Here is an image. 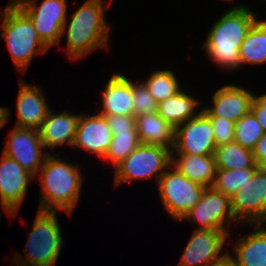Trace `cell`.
I'll use <instances>...</instances> for the list:
<instances>
[{
  "instance_id": "obj_32",
  "label": "cell",
  "mask_w": 266,
  "mask_h": 266,
  "mask_svg": "<svg viewBox=\"0 0 266 266\" xmlns=\"http://www.w3.org/2000/svg\"><path fill=\"white\" fill-rule=\"evenodd\" d=\"M105 116L112 134L128 130H136V120L134 116L103 115Z\"/></svg>"
},
{
  "instance_id": "obj_17",
  "label": "cell",
  "mask_w": 266,
  "mask_h": 266,
  "mask_svg": "<svg viewBox=\"0 0 266 266\" xmlns=\"http://www.w3.org/2000/svg\"><path fill=\"white\" fill-rule=\"evenodd\" d=\"M19 87L15 127L39 129L50 109L43 89L22 80Z\"/></svg>"
},
{
  "instance_id": "obj_5",
  "label": "cell",
  "mask_w": 266,
  "mask_h": 266,
  "mask_svg": "<svg viewBox=\"0 0 266 266\" xmlns=\"http://www.w3.org/2000/svg\"><path fill=\"white\" fill-rule=\"evenodd\" d=\"M58 211L38 210L29 231L24 252L26 258L14 254L16 266H55L64 246L58 223ZM16 262V263H15Z\"/></svg>"
},
{
  "instance_id": "obj_20",
  "label": "cell",
  "mask_w": 266,
  "mask_h": 266,
  "mask_svg": "<svg viewBox=\"0 0 266 266\" xmlns=\"http://www.w3.org/2000/svg\"><path fill=\"white\" fill-rule=\"evenodd\" d=\"M253 232L233 243L234 256L228 253L235 266H266V224H254Z\"/></svg>"
},
{
  "instance_id": "obj_7",
  "label": "cell",
  "mask_w": 266,
  "mask_h": 266,
  "mask_svg": "<svg viewBox=\"0 0 266 266\" xmlns=\"http://www.w3.org/2000/svg\"><path fill=\"white\" fill-rule=\"evenodd\" d=\"M157 187L164 209L176 221L195 207L206 188L189 180L172 165L159 178Z\"/></svg>"
},
{
  "instance_id": "obj_9",
  "label": "cell",
  "mask_w": 266,
  "mask_h": 266,
  "mask_svg": "<svg viewBox=\"0 0 266 266\" xmlns=\"http://www.w3.org/2000/svg\"><path fill=\"white\" fill-rule=\"evenodd\" d=\"M231 208L241 225L266 224V167H260L231 197Z\"/></svg>"
},
{
  "instance_id": "obj_36",
  "label": "cell",
  "mask_w": 266,
  "mask_h": 266,
  "mask_svg": "<svg viewBox=\"0 0 266 266\" xmlns=\"http://www.w3.org/2000/svg\"><path fill=\"white\" fill-rule=\"evenodd\" d=\"M210 266H235L233 260L230 258L229 255L225 256L221 261L214 263Z\"/></svg>"
},
{
  "instance_id": "obj_30",
  "label": "cell",
  "mask_w": 266,
  "mask_h": 266,
  "mask_svg": "<svg viewBox=\"0 0 266 266\" xmlns=\"http://www.w3.org/2000/svg\"><path fill=\"white\" fill-rule=\"evenodd\" d=\"M133 102L134 117L141 114L157 112L158 103L149 93L142 81H133Z\"/></svg>"
},
{
  "instance_id": "obj_3",
  "label": "cell",
  "mask_w": 266,
  "mask_h": 266,
  "mask_svg": "<svg viewBox=\"0 0 266 266\" xmlns=\"http://www.w3.org/2000/svg\"><path fill=\"white\" fill-rule=\"evenodd\" d=\"M104 0H86L71 20L64 22L66 52L72 60L82 58L92 51L108 47L110 25L106 22ZM69 21V22H68Z\"/></svg>"
},
{
  "instance_id": "obj_26",
  "label": "cell",
  "mask_w": 266,
  "mask_h": 266,
  "mask_svg": "<svg viewBox=\"0 0 266 266\" xmlns=\"http://www.w3.org/2000/svg\"><path fill=\"white\" fill-rule=\"evenodd\" d=\"M175 74L170 69L157 70L152 72L147 80H143L142 83L158 104L182 89Z\"/></svg>"
},
{
  "instance_id": "obj_37",
  "label": "cell",
  "mask_w": 266,
  "mask_h": 266,
  "mask_svg": "<svg viewBox=\"0 0 266 266\" xmlns=\"http://www.w3.org/2000/svg\"><path fill=\"white\" fill-rule=\"evenodd\" d=\"M0 206L3 208V211L7 212V215L11 218L12 214L1 203H0Z\"/></svg>"
},
{
  "instance_id": "obj_16",
  "label": "cell",
  "mask_w": 266,
  "mask_h": 266,
  "mask_svg": "<svg viewBox=\"0 0 266 266\" xmlns=\"http://www.w3.org/2000/svg\"><path fill=\"white\" fill-rule=\"evenodd\" d=\"M112 137V130L105 116L98 113L91 116L89 114H80L72 146L103 158L109 148Z\"/></svg>"
},
{
  "instance_id": "obj_35",
  "label": "cell",
  "mask_w": 266,
  "mask_h": 266,
  "mask_svg": "<svg viewBox=\"0 0 266 266\" xmlns=\"http://www.w3.org/2000/svg\"><path fill=\"white\" fill-rule=\"evenodd\" d=\"M9 112L8 108L0 107V129L9 123Z\"/></svg>"
},
{
  "instance_id": "obj_23",
  "label": "cell",
  "mask_w": 266,
  "mask_h": 266,
  "mask_svg": "<svg viewBox=\"0 0 266 266\" xmlns=\"http://www.w3.org/2000/svg\"><path fill=\"white\" fill-rule=\"evenodd\" d=\"M201 101L181 89L175 95L158 104L157 113L174 128L196 117L202 110H196Z\"/></svg>"
},
{
  "instance_id": "obj_4",
  "label": "cell",
  "mask_w": 266,
  "mask_h": 266,
  "mask_svg": "<svg viewBox=\"0 0 266 266\" xmlns=\"http://www.w3.org/2000/svg\"><path fill=\"white\" fill-rule=\"evenodd\" d=\"M2 36L18 72L25 73L34 55L48 48L39 39L29 17L12 1L0 12Z\"/></svg>"
},
{
  "instance_id": "obj_34",
  "label": "cell",
  "mask_w": 266,
  "mask_h": 266,
  "mask_svg": "<svg viewBox=\"0 0 266 266\" xmlns=\"http://www.w3.org/2000/svg\"><path fill=\"white\" fill-rule=\"evenodd\" d=\"M252 153L255 163L260 167H266V133L258 140Z\"/></svg>"
},
{
  "instance_id": "obj_28",
  "label": "cell",
  "mask_w": 266,
  "mask_h": 266,
  "mask_svg": "<svg viewBox=\"0 0 266 266\" xmlns=\"http://www.w3.org/2000/svg\"><path fill=\"white\" fill-rule=\"evenodd\" d=\"M140 144L136 130L116 132L103 159L116 167Z\"/></svg>"
},
{
  "instance_id": "obj_27",
  "label": "cell",
  "mask_w": 266,
  "mask_h": 266,
  "mask_svg": "<svg viewBox=\"0 0 266 266\" xmlns=\"http://www.w3.org/2000/svg\"><path fill=\"white\" fill-rule=\"evenodd\" d=\"M260 167H249L236 170L217 169L212 188L228 197H232L249 181Z\"/></svg>"
},
{
  "instance_id": "obj_8",
  "label": "cell",
  "mask_w": 266,
  "mask_h": 266,
  "mask_svg": "<svg viewBox=\"0 0 266 266\" xmlns=\"http://www.w3.org/2000/svg\"><path fill=\"white\" fill-rule=\"evenodd\" d=\"M12 1L29 17L39 39L48 49L60 43L68 16L67 0H43L40 6L36 0Z\"/></svg>"
},
{
  "instance_id": "obj_25",
  "label": "cell",
  "mask_w": 266,
  "mask_h": 266,
  "mask_svg": "<svg viewBox=\"0 0 266 266\" xmlns=\"http://www.w3.org/2000/svg\"><path fill=\"white\" fill-rule=\"evenodd\" d=\"M214 158L216 169L236 170L260 167L255 163L252 151L235 141L216 147Z\"/></svg>"
},
{
  "instance_id": "obj_12",
  "label": "cell",
  "mask_w": 266,
  "mask_h": 266,
  "mask_svg": "<svg viewBox=\"0 0 266 266\" xmlns=\"http://www.w3.org/2000/svg\"><path fill=\"white\" fill-rule=\"evenodd\" d=\"M9 132L3 154L13 158L37 178L39 175L37 172L50 154L45 150V146L40 139L39 130L14 126L13 130Z\"/></svg>"
},
{
  "instance_id": "obj_24",
  "label": "cell",
  "mask_w": 266,
  "mask_h": 266,
  "mask_svg": "<svg viewBox=\"0 0 266 266\" xmlns=\"http://www.w3.org/2000/svg\"><path fill=\"white\" fill-rule=\"evenodd\" d=\"M240 67L266 63V23L258 20L249 29L240 50Z\"/></svg>"
},
{
  "instance_id": "obj_31",
  "label": "cell",
  "mask_w": 266,
  "mask_h": 266,
  "mask_svg": "<svg viewBox=\"0 0 266 266\" xmlns=\"http://www.w3.org/2000/svg\"><path fill=\"white\" fill-rule=\"evenodd\" d=\"M215 135L216 147L234 141L235 122L223 117H208Z\"/></svg>"
},
{
  "instance_id": "obj_13",
  "label": "cell",
  "mask_w": 266,
  "mask_h": 266,
  "mask_svg": "<svg viewBox=\"0 0 266 266\" xmlns=\"http://www.w3.org/2000/svg\"><path fill=\"white\" fill-rule=\"evenodd\" d=\"M215 150L212 124L202 111L175 128L172 154L214 155Z\"/></svg>"
},
{
  "instance_id": "obj_14",
  "label": "cell",
  "mask_w": 266,
  "mask_h": 266,
  "mask_svg": "<svg viewBox=\"0 0 266 266\" xmlns=\"http://www.w3.org/2000/svg\"><path fill=\"white\" fill-rule=\"evenodd\" d=\"M35 176L25 170L13 158L2 153L0 159V203L16 216L24 198L26 197L28 183Z\"/></svg>"
},
{
  "instance_id": "obj_15",
  "label": "cell",
  "mask_w": 266,
  "mask_h": 266,
  "mask_svg": "<svg viewBox=\"0 0 266 266\" xmlns=\"http://www.w3.org/2000/svg\"><path fill=\"white\" fill-rule=\"evenodd\" d=\"M255 94L238 85H224L212 96L213 106H205L207 117H223L233 122L251 111Z\"/></svg>"
},
{
  "instance_id": "obj_22",
  "label": "cell",
  "mask_w": 266,
  "mask_h": 266,
  "mask_svg": "<svg viewBox=\"0 0 266 266\" xmlns=\"http://www.w3.org/2000/svg\"><path fill=\"white\" fill-rule=\"evenodd\" d=\"M135 120L141 143L173 149L175 128L157 112L138 115Z\"/></svg>"
},
{
  "instance_id": "obj_18",
  "label": "cell",
  "mask_w": 266,
  "mask_h": 266,
  "mask_svg": "<svg viewBox=\"0 0 266 266\" xmlns=\"http://www.w3.org/2000/svg\"><path fill=\"white\" fill-rule=\"evenodd\" d=\"M102 92L100 115L134 116L133 80L123 73H114Z\"/></svg>"
},
{
  "instance_id": "obj_2",
  "label": "cell",
  "mask_w": 266,
  "mask_h": 266,
  "mask_svg": "<svg viewBox=\"0 0 266 266\" xmlns=\"http://www.w3.org/2000/svg\"><path fill=\"white\" fill-rule=\"evenodd\" d=\"M39 171H41L38 178L41 198L38 210L59 209L66 211L68 215L72 214L79 202L84 181L78 165L60 159L59 153L49 154Z\"/></svg>"
},
{
  "instance_id": "obj_11",
  "label": "cell",
  "mask_w": 266,
  "mask_h": 266,
  "mask_svg": "<svg viewBox=\"0 0 266 266\" xmlns=\"http://www.w3.org/2000/svg\"><path fill=\"white\" fill-rule=\"evenodd\" d=\"M229 231L195 228L177 266H210L228 255L223 251Z\"/></svg>"
},
{
  "instance_id": "obj_19",
  "label": "cell",
  "mask_w": 266,
  "mask_h": 266,
  "mask_svg": "<svg viewBox=\"0 0 266 266\" xmlns=\"http://www.w3.org/2000/svg\"><path fill=\"white\" fill-rule=\"evenodd\" d=\"M79 117L80 114H71L66 111L54 113L52 109H49L46 118L38 129L45 148L56 149L65 144L72 146Z\"/></svg>"
},
{
  "instance_id": "obj_29",
  "label": "cell",
  "mask_w": 266,
  "mask_h": 266,
  "mask_svg": "<svg viewBox=\"0 0 266 266\" xmlns=\"http://www.w3.org/2000/svg\"><path fill=\"white\" fill-rule=\"evenodd\" d=\"M263 134V128L252 111L235 122L234 141L246 149L252 151Z\"/></svg>"
},
{
  "instance_id": "obj_1",
  "label": "cell",
  "mask_w": 266,
  "mask_h": 266,
  "mask_svg": "<svg viewBox=\"0 0 266 266\" xmlns=\"http://www.w3.org/2000/svg\"><path fill=\"white\" fill-rule=\"evenodd\" d=\"M256 16L247 6L230 7L209 29L202 48L219 68H240L239 50Z\"/></svg>"
},
{
  "instance_id": "obj_21",
  "label": "cell",
  "mask_w": 266,
  "mask_h": 266,
  "mask_svg": "<svg viewBox=\"0 0 266 266\" xmlns=\"http://www.w3.org/2000/svg\"><path fill=\"white\" fill-rule=\"evenodd\" d=\"M171 165L192 182L212 187L217 170L214 155L172 154Z\"/></svg>"
},
{
  "instance_id": "obj_10",
  "label": "cell",
  "mask_w": 266,
  "mask_h": 266,
  "mask_svg": "<svg viewBox=\"0 0 266 266\" xmlns=\"http://www.w3.org/2000/svg\"><path fill=\"white\" fill-rule=\"evenodd\" d=\"M182 219L192 223L199 222L200 226L197 229L229 231L225 226L226 222L227 225L234 223L240 225L234 218L231 198L212 187L204 189L198 203Z\"/></svg>"
},
{
  "instance_id": "obj_33",
  "label": "cell",
  "mask_w": 266,
  "mask_h": 266,
  "mask_svg": "<svg viewBox=\"0 0 266 266\" xmlns=\"http://www.w3.org/2000/svg\"><path fill=\"white\" fill-rule=\"evenodd\" d=\"M251 111L262 126L264 133H266V93L254 96Z\"/></svg>"
},
{
  "instance_id": "obj_6",
  "label": "cell",
  "mask_w": 266,
  "mask_h": 266,
  "mask_svg": "<svg viewBox=\"0 0 266 266\" xmlns=\"http://www.w3.org/2000/svg\"><path fill=\"white\" fill-rule=\"evenodd\" d=\"M172 163V150L141 143L120 164L114 167L115 186L134 180L150 179L156 183Z\"/></svg>"
}]
</instances>
